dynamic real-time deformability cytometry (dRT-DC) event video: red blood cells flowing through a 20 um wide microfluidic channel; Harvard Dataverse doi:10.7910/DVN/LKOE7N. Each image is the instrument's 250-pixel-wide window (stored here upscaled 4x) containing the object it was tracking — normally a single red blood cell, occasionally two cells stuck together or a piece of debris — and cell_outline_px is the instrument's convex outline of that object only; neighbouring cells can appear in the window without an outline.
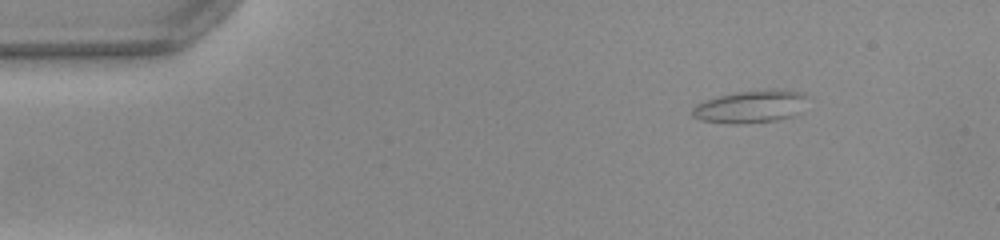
{"species": "common noctule bat (a hibernating species)", "species_latin": "Nyctalus noctula", "temperature_condition": "warm", "stored_images_in_passage": 19, "camera_frame_rate_fps": 3000, "um_per_image_px": 0.085, "animal": {"sex": "female", "body_mass_g": 22.0, "forearm_length_mm": 56.7}, "frame": {"image": 1, "passage_image": 1, "time_ms": 0.0, "image_size_px": [1000, 240], "cell_outline_px": [[808, 96], [800, 112], [792, 116], [776, 120], [744, 124], [728, 124], [700, 120], [692, 116], [692, 108], [696, 104], [704, 100], [736, 92], [772, 88], [800, 92]], "centroid_in_image_um": [63.79, 9.06], "position_along_channel_um": 21.2, "area_um2": 22.08}}
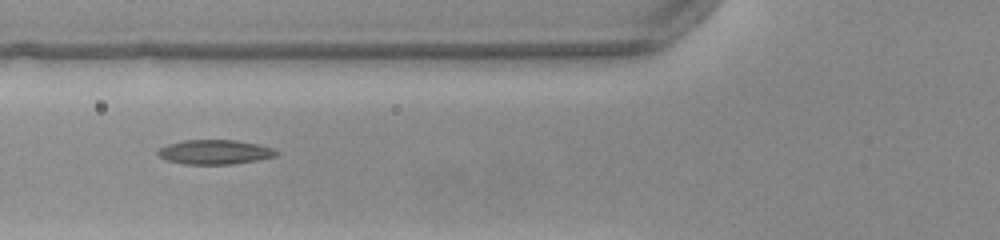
{"frame": {"image": 2, "passage_image": 14, "time_ms": 4.333, "image_size_px": [1000, 240], "cell_outline_px": [[280, 152], [276, 156], [256, 160], [232, 164], [184, 164], [164, 160], [156, 152], [160, 148], [168, 144], [184, 140], [236, 140], [256, 144], [272, 148]], "centroid_in_image_um": [18.24, 12.92], "position_along_channel_um": 107.6, "area_um2": 16.82}}
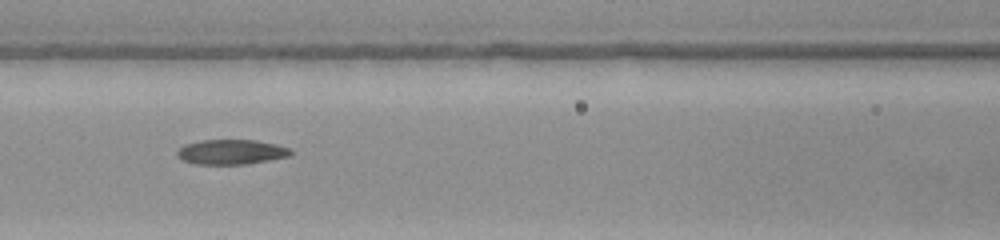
{"frame": {"image": 3, "passage_image": 17, "time_ms": 5.333, "image_size_px": [1000, 240], "cell_outline_px": [[292, 156], [248, 164], [196, 164], [184, 160], [176, 156], [176, 152], [184, 144], [200, 140], [256, 140], [276, 144], [288, 148], [292, 152]], "centroid_in_image_um": [19.66, 12.91], "position_along_channel_um": 146.9, "area_um2": 16.53}}